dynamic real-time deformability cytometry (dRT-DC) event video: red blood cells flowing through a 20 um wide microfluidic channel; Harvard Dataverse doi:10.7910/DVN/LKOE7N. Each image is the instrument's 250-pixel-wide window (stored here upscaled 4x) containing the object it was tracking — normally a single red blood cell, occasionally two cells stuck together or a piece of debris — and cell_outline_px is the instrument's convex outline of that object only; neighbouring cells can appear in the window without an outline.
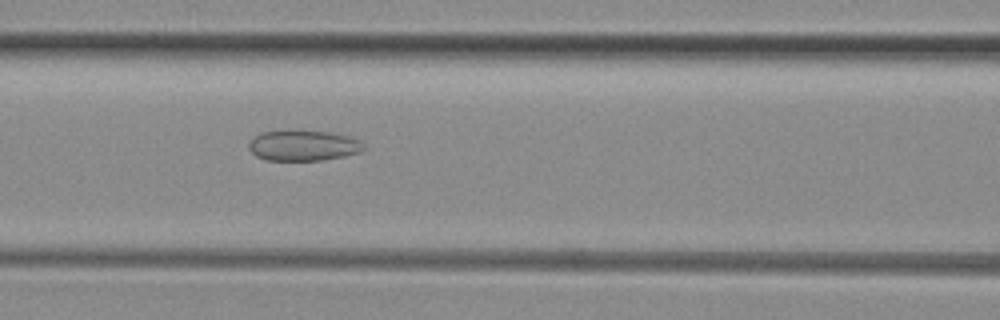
{"species": "common noctule bat (a hibernating species)", "species_latin": "Nyctalus noctula", "temperature_condition": "room temperature", "stored_images_in_passage": 19, "camera_frame_rate_fps": 3000, "um_per_image_px": 0.085, "animal": {"sex": "female", "body_mass_g": 29.2, "forearm_length_mm": 56.3}, "frame": {"image": 1, "passage_image": 9, "time_ms": 2.667, "image_size_px": [1000, 320], "cell_outline_px": [[364, 148], [360, 152], [344, 156], [320, 160], [268, 160], [256, 156], [248, 148], [248, 144], [260, 132], [328, 132], [348, 136], [360, 140], [364, 144]], "centroid_in_image_um": [25.8, 12.39], "position_along_channel_um": 140.8, "area_um2": 19.88}}
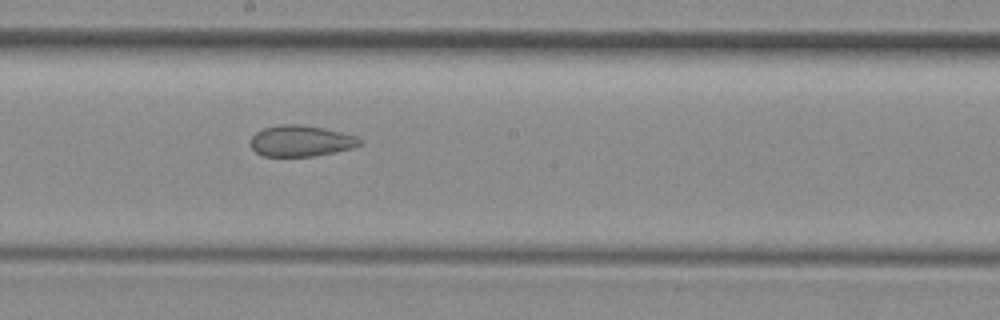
{"frame": {"image": 2, "passage_image": 15, "time_ms": 4.667, "image_size_px": [1000, 320], "cell_outline_px": [[360, 144], [352, 148], [336, 152], [316, 156], [264, 156], [256, 152], [252, 148], [252, 136], [256, 132], [264, 128], [276, 124], [300, 124], [324, 128], [356, 136], [360, 140]], "centroid_in_image_um": [25.57, 11.97], "position_along_channel_um": 222.6, "area_um2": 19.71}}
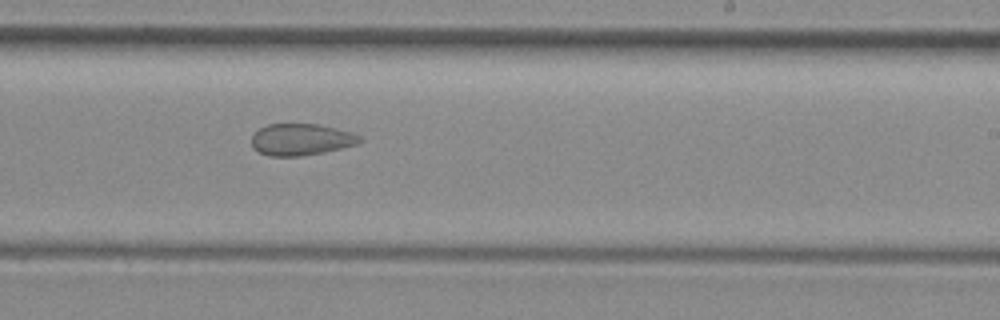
{"frame": {"image": 3, "passage_image": 18, "time_ms": 5.667, "image_size_px": [1000, 320], "cell_outline_px": [[364, 140], [356, 144], [324, 152], [300, 156], [268, 156], [252, 148], [252, 136], [260, 128], [268, 124], [320, 124], [352, 132], [360, 136]], "centroid_in_image_um": [25.6, 11.85], "position_along_channel_um": 263.4, "area_um2": 19.94}}